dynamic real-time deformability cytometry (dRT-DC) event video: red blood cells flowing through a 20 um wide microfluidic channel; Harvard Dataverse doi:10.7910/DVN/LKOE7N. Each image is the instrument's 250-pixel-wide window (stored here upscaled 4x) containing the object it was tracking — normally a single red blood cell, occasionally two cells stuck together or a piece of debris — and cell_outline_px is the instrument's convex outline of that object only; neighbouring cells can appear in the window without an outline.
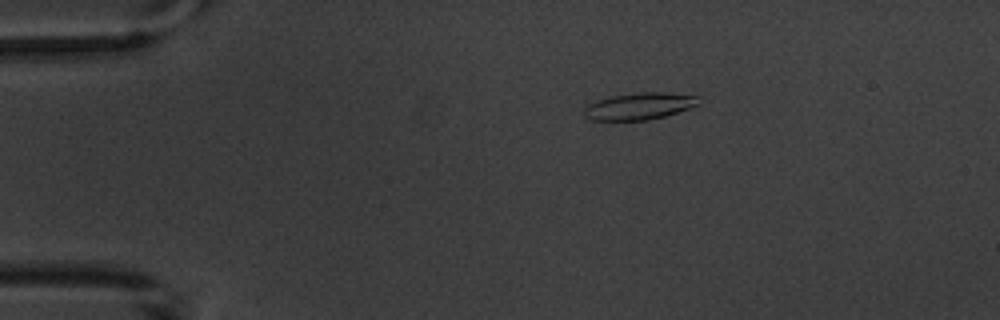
{"species": "common noctule bat (a hibernating species)", "species_latin": "Nyctalus noctula", "temperature_condition": "warm", "stored_images_in_passage": 6, "camera_frame_rate_fps": 3000, "um_per_image_px": 0.085, "animal": {"sex": "male", "body_mass_g": 20.1, "forearm_length_mm": 53.5}, "frame": {"image": 1, "passage_image": 3, "time_ms": 2.667, "image_size_px": [1000, 320], "cell_outline_px": [[700, 104], [664, 116], [648, 120], [588, 120], [584, 116], [584, 108], [588, 104], [596, 100], [612, 96], [640, 92], [668, 92], [700, 96]], "centroid_in_image_um": [54.34, 9.01], "position_along_channel_um": 30.7, "area_um2": 18.03}}
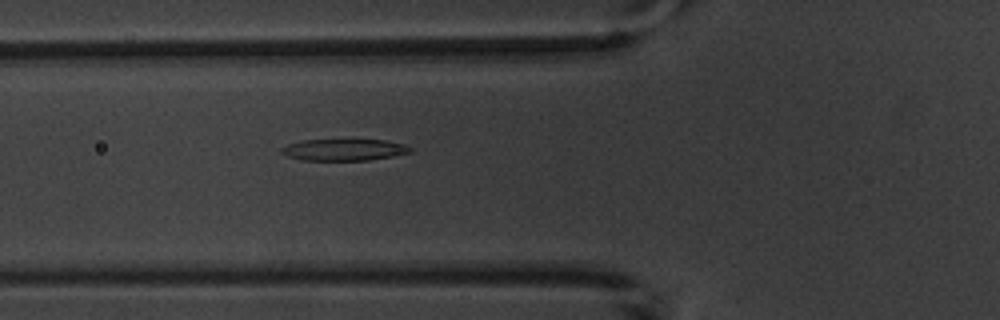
{"frame": {"image": 2, "passage_image": 6, "time_ms": 6.0, "image_size_px": [1000, 320], "cell_outline_px": [[412, 152], [392, 156], [368, 160], [300, 160], [288, 156], [280, 152], [280, 148], [288, 144], [300, 140], [384, 140], [404, 144], [412, 148]], "centroid_in_image_um": [29.21, 12.73], "position_along_channel_um": 96.6, "area_um2": 16.18}}